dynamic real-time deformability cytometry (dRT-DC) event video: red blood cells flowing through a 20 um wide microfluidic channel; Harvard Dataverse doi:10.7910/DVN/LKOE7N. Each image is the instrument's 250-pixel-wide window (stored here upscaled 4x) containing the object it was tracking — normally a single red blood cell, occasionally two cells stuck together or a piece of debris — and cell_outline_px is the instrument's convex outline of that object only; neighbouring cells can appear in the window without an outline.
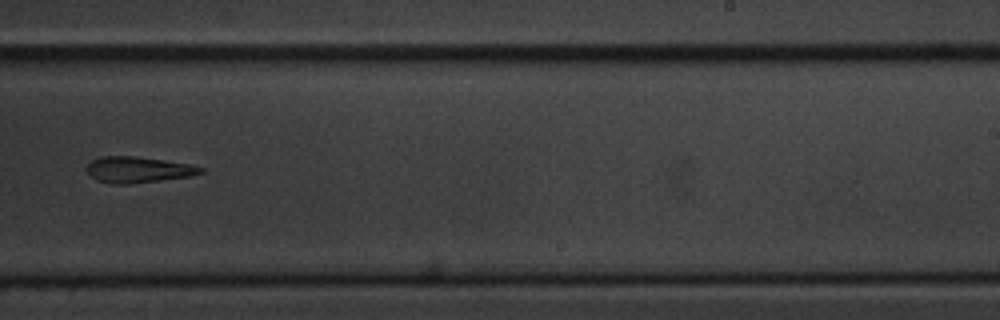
{"species": "common noctule bat (a hibernating species)", "species_latin": "Nyctalus noctula", "temperature_condition": "cold", "stored_images_in_passage": 16, "camera_frame_rate_fps": 3000, "um_per_image_px": 0.085, "animal": {"sex": "male", "body_mass_g": 20.1, "forearm_length_mm": 53.5}, "frame": {"image": 1, "passage_image": 10, "time_ms": 11.333, "image_size_px": [1000, 320], "cell_outline_px": [[204, 172], [192, 176], [128, 184], [112, 184], [96, 180], [84, 168], [92, 160], [100, 156], [136, 156], [188, 164], [204, 168]], "centroid_in_image_um": [11.71, 14.42], "position_along_channel_um": 277.3, "area_um2": 17.22}}
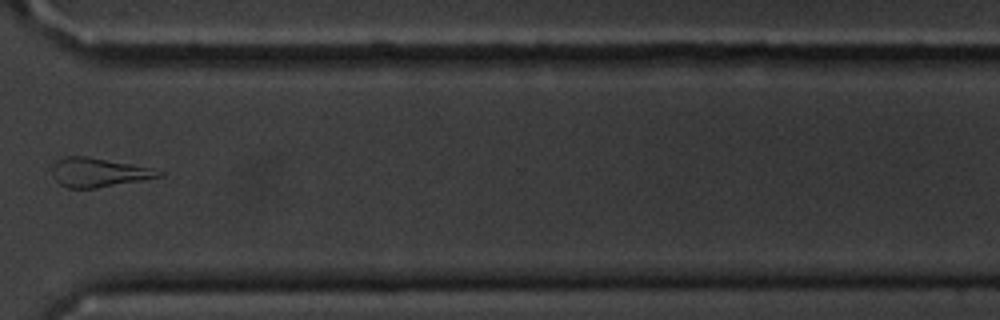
{"frame": {"image": 2, "passage_image": 12, "time_ms": 13.667, "image_size_px": [1000, 320], "cell_outline_px": [[164, 176], [96, 188], [68, 188], [60, 184], [52, 176], [52, 168], [56, 160], [64, 156], [88, 156], [148, 168], [164, 172]], "centroid_in_image_um": [8.32, 14.66], "position_along_channel_um": 362.3, "area_um2": 17.8}}
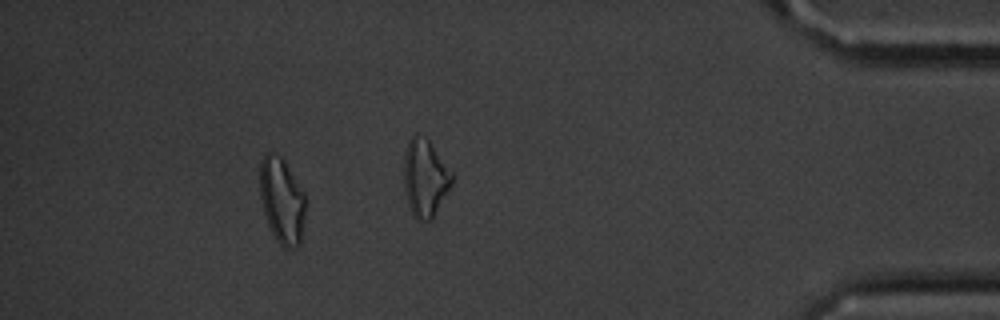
{"frame": {"image": 3, "passage_image": 14, "time_ms": 15.667, "image_size_px": [1000, 320], "cell_outline_px": [[304, 212], [300, 244], [292, 248], [284, 248], [276, 240], [268, 224], [260, 200], [260, 164], [264, 156], [268, 152], [276, 152], [284, 160], [304, 192]], "centroid_in_image_um": [23.94, 17.03], "position_along_channel_um": 411.3, "area_um2": 22.6}, "authors_computed_cell_mechanics": {"area_um2": 17.1377, "velocity_mm_per_s": 3.6425, "shape_relaxation_time_tau1_ms": 1.8854, "shape_relaxation_time_tau2_ms": null, "deformation_change_tau1": 0.0621, "deformation_change_tau2": null}}